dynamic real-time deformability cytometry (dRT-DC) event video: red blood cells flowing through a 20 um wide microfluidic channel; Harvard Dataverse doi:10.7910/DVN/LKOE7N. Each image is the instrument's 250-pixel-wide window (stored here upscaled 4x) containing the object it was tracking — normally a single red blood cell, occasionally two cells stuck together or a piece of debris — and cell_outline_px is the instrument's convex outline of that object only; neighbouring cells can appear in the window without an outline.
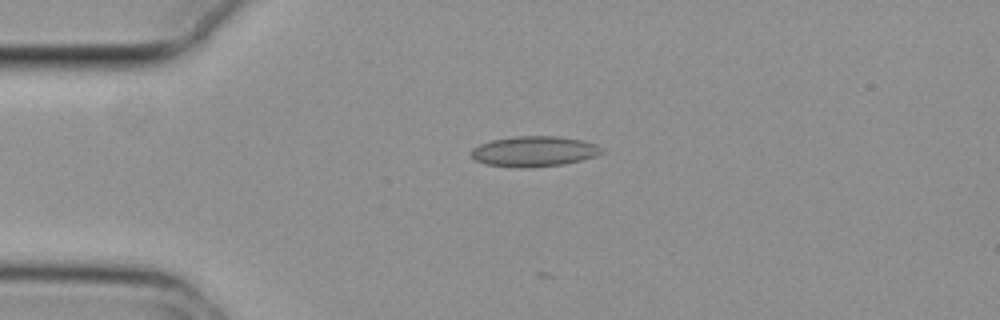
{"species": "common noctule bat (a hibernating species)", "species_latin": "Nyctalus noctula", "temperature_condition": "cold", "stored_images_in_passage": 12, "camera_frame_rate_fps": 3000, "um_per_image_px": 0.085, "animal": {"sex": "female", "body_mass_g": 29.2, "forearm_length_mm": 56.3}, "frame": {"image": 1, "passage_image": 1, "time_ms": 0.0, "image_size_px": [1000, 320], "cell_outline_px": [[604, 152], [596, 156], [584, 160], [564, 164], [528, 168], [516, 168], [484, 164], [476, 160], [472, 156], [472, 148], [480, 144], [492, 140], [516, 136], [556, 136], [584, 140], [596, 144], [604, 148]], "centroid_in_image_um": [45.45, 12.87], "position_along_channel_um": 39.6, "area_um2": 23.41}}
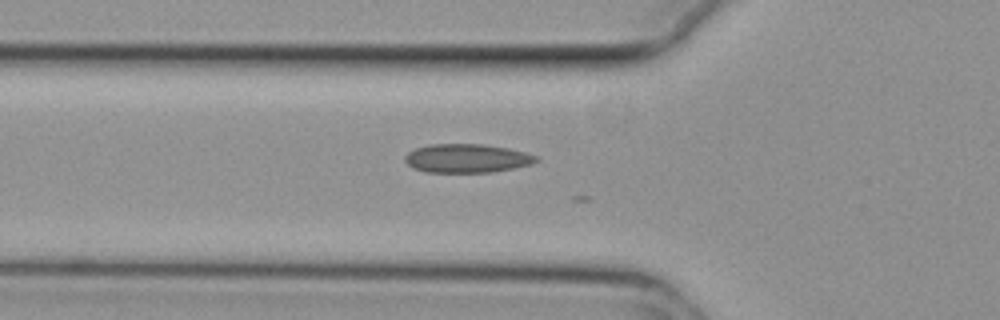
{"frame": {"image": 2, "passage_image": 7, "time_ms": 2.0, "image_size_px": [1000, 320], "cell_outline_px": [[540, 160], [532, 164], [492, 172], [424, 172], [412, 168], [404, 160], [404, 156], [408, 152], [416, 148], [428, 144], [480, 144], [508, 148], [540, 156]], "centroid_in_image_um": [39.68, 13.46], "position_along_channel_um": 86.1, "area_um2": 22.08}}
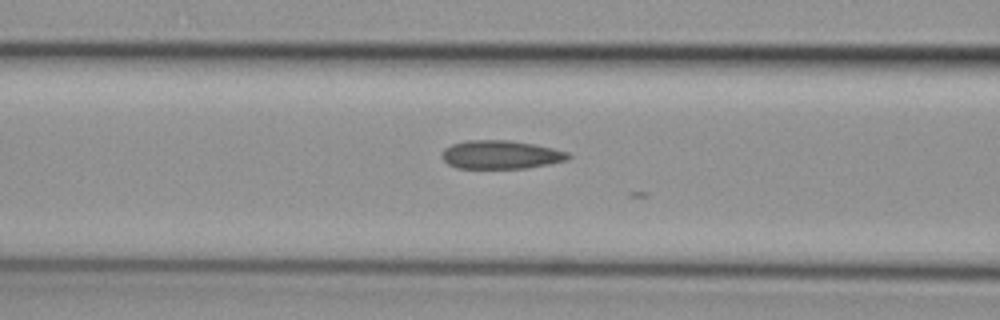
{"frame": {"image": 3, "passage_image": 10, "time_ms": 3.0, "image_size_px": [1000, 320], "cell_outline_px": [[572, 156], [568, 160], [548, 164], [524, 168], [456, 168], [448, 164], [440, 156], [440, 152], [444, 148], [452, 144], [468, 140], [508, 140], [536, 144], [568, 152]], "centroid_in_image_um": [42.55, 13.14], "position_along_channel_um": 124.1, "area_um2": 21.1}}